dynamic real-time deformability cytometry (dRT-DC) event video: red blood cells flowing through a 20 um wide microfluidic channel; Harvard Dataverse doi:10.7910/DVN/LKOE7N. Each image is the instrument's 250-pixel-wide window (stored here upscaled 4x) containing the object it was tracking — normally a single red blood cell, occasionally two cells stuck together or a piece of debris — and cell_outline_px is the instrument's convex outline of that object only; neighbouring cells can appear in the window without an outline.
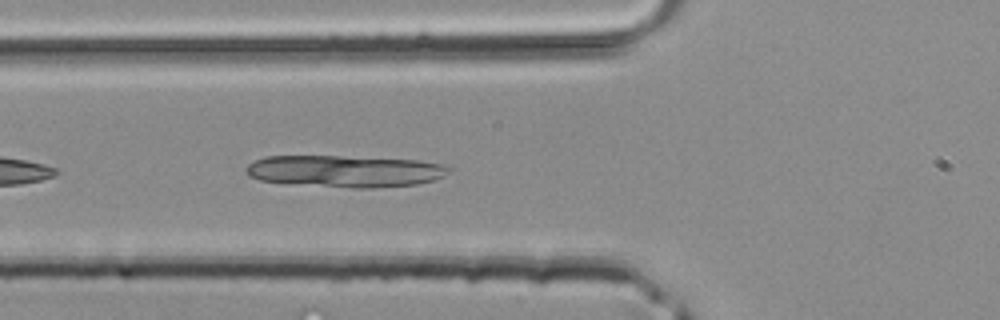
{"species": "common noctule bat (a hibernating species)", "species_latin": "Nyctalus noctula", "temperature_condition": "room temperature", "stored_images_in_passage": 24, "segment_of_instrument_passage": [1, 2], "camera_frame_rate_fps": 3000, "um_per_image_px": 0.085, "animal": {"sex": "male", "body_mass_g": 20.4}, "frame": {"image": 1, "passage_image": 16, "time_ms": 5.0, "image_size_px": [1000, 320], "cell_outline_px": [[452, 172], [444, 176], [432, 180], [416, 184], [372, 188], [356, 188], [260, 180], [248, 176], [244, 172], [248, 164], [264, 156], [336, 156], [420, 160], [440, 164], [452, 168]], "centroid_in_image_um": [29.35, 14.54], "position_along_channel_um": 96.4, "area_um2": 37.28}}
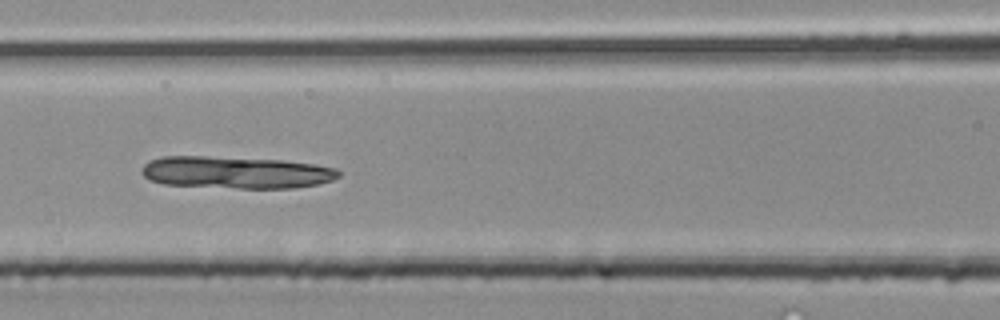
{"frame": {"image": 2, "passage_image": 19, "time_ms": 6.0, "image_size_px": [1000, 320], "cell_outline_px": [[340, 176], [332, 180], [316, 184], [292, 188], [240, 188], [164, 184], [148, 180], [140, 172], [144, 164], [148, 160], [164, 156], [208, 156], [284, 160], [316, 164], [336, 168], [340, 172]], "centroid_in_image_um": [20.04, 14.64], "position_along_channel_um": 146.6, "area_um2": 37.05}}